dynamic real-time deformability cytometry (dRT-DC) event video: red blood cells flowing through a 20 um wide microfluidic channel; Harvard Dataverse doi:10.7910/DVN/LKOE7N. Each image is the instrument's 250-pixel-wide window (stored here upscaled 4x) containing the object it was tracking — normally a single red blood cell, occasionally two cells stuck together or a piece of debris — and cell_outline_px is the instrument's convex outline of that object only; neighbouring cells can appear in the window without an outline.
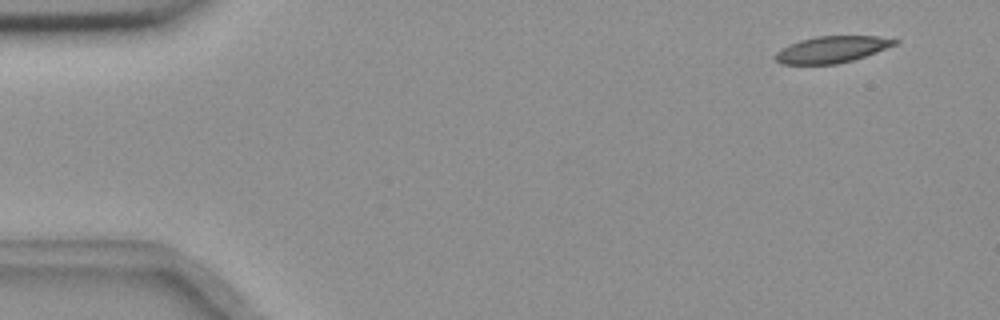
{"species": "common noctule bat (a hibernating species)", "species_latin": "Nyctalus noctula", "temperature_condition": "room temperature", "stored_images_in_passage": 52, "camera_frame_rate_fps": 3000, "um_per_image_px": 0.085, "animal": {"sex": "female", "body_mass_g": 18.4}, "frame": {"image": 1, "passage_image": 1, "time_ms": 0.0, "image_size_px": [1000, 320], "cell_outline_px": [[900, 40], [896, 44], [876, 52], [852, 60], [836, 64], [780, 64], [772, 56], [776, 52], [800, 40], [816, 36], [876, 36]], "centroid_in_image_um": [70.69, 4.2], "position_along_channel_um": 14.3, "area_um2": 18.26}}
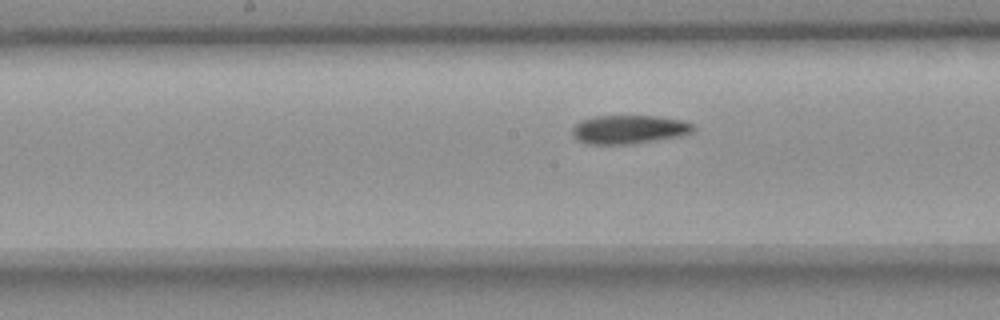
{"frame": {"image": 2, "passage_image": 25, "time_ms": 8.0, "image_size_px": [1000, 320], "cell_outline_px": [[696, 128], [692, 132], [680, 136], [656, 140], [628, 144], [584, 144], [576, 140], [572, 132], [572, 128], [580, 120], [596, 116], [656, 116], [684, 120], [692, 124]], "centroid_in_image_um": [53.45, 11.0], "position_along_channel_um": 194.8, "area_um2": 20.29}}
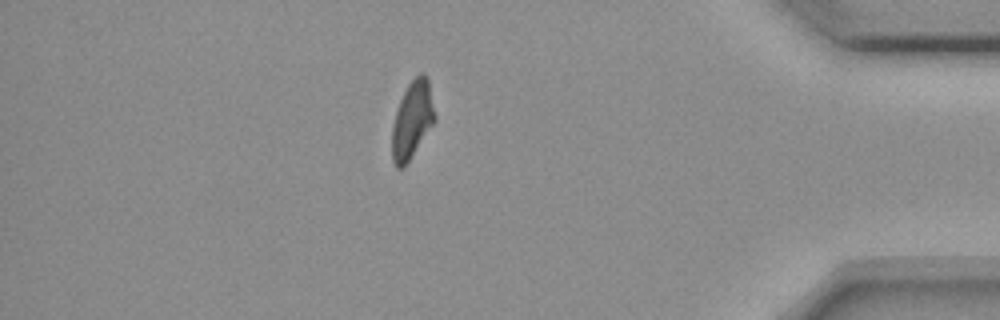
{"frame": {"image": 3, "passage_image": 45, "time_ms": 14.667, "image_size_px": [1000, 320], "cell_outline_px": [[436, 120], [404, 168], [396, 168], [392, 160], [392, 124], [400, 100], [408, 84], [420, 72], [424, 72], [428, 76], [436, 116]], "centroid_in_image_um": [35.05, 10.18], "position_along_channel_um": 400.1, "area_um2": 19.42}}